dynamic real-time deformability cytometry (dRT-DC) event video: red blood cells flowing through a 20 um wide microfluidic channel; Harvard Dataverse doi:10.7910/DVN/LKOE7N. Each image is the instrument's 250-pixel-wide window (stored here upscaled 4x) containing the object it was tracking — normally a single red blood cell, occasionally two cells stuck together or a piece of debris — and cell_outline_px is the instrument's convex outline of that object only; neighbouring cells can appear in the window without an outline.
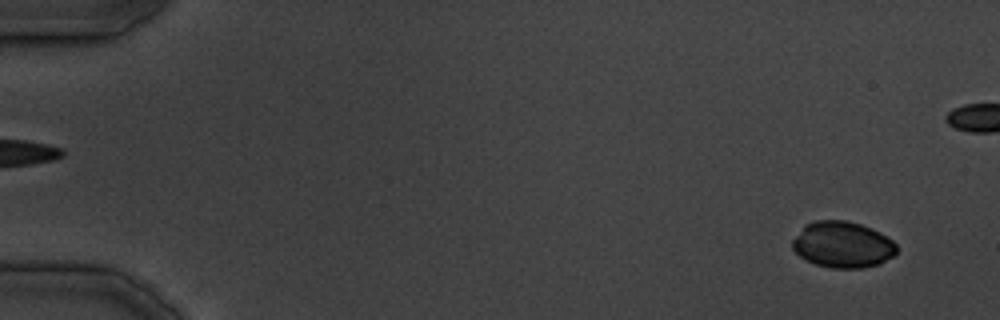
{"species": "common noctule bat (a hibernating species)", "species_latin": "Nyctalus noctula", "temperature_condition": "cold", "stored_images_in_passage": 32, "camera_frame_rate_fps": 3000, "um_per_image_px": 0.085, "animal": {"sex": "male", "body_mass_g": 19.5, "forearm_length_mm": 54.6}, "frame": {"image": 1, "passage_image": 1, "time_ms": 0.0, "image_size_px": [1000, 320], "cell_outline_px": [[896, 252], [892, 256], [880, 264], [864, 268], [832, 268], [816, 264], [800, 256], [792, 248], [792, 240], [804, 224], [816, 220], [844, 220], [860, 224], [872, 228], [880, 232], [892, 240], [896, 244]], "centroid_in_image_um": [71.62, 20.79], "position_along_channel_um": 13.4, "area_um2": 28.09}}